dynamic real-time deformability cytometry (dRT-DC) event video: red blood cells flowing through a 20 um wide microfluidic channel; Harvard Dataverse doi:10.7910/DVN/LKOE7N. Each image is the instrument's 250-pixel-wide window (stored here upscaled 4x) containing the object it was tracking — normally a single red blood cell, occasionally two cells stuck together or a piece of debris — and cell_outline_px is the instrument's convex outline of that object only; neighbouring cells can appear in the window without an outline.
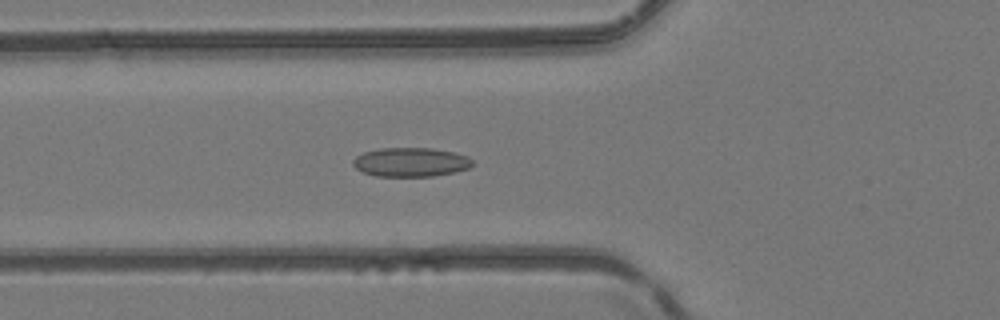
{"species": "common noctule bat (a hibernating species)", "species_latin": "Nyctalus noctula", "temperature_condition": "room temperature", "stored_images_in_passage": 14, "camera_frame_rate_fps": 3000, "um_per_image_px": 0.085, "animal": {"sex": "female", "body_mass_g": 24.6, "forearm_length_mm": 56.2}, "frame": {"image": 1, "passage_image": 5, "time_ms": 1.333, "image_size_px": [1000, 320], "cell_outline_px": [[472, 164], [468, 168], [452, 172], [432, 176], [376, 176], [364, 172], [356, 168], [352, 164], [352, 160], [356, 156], [364, 152], [380, 148], [432, 148], [452, 152], [468, 156], [472, 160]], "centroid_in_image_um": [34.88, 13.77], "position_along_channel_um": 90.9, "area_um2": 20.06}}
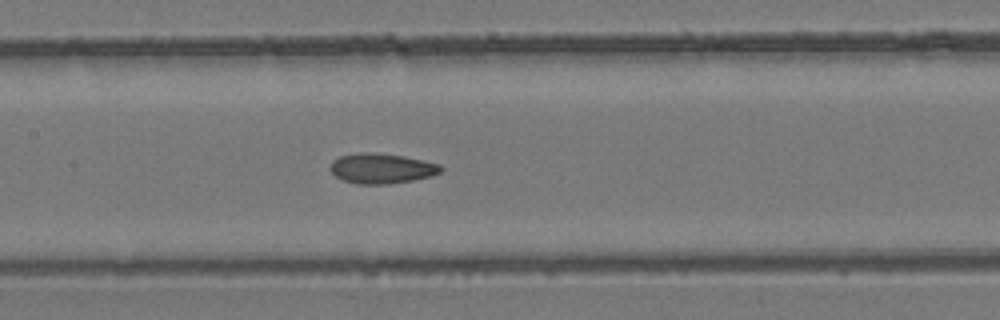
{"frame": {"image": 2, "passage_image": 11, "time_ms": 3.333, "image_size_px": [1000, 320], "cell_outline_px": [[444, 168], [440, 172], [428, 176], [412, 180], [388, 184], [356, 184], [344, 180], [336, 176], [328, 168], [332, 160], [340, 156], [360, 152], [372, 152], [404, 156], [440, 164]], "centroid_in_image_um": [32.4, 14.31], "position_along_channel_um": 175.0, "area_um2": 19.36}}
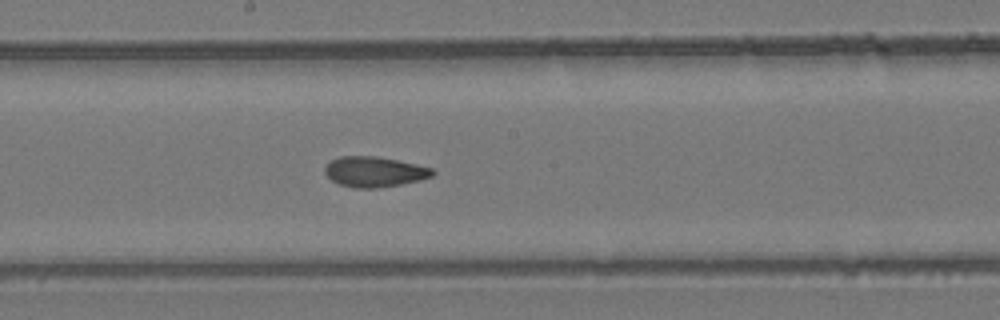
{"frame": {"image": 3, "passage_image": 14, "time_ms": 4.333, "image_size_px": [1000, 320], "cell_outline_px": [[436, 172], [432, 176], [420, 180], [400, 184], [376, 188], [356, 188], [340, 184], [332, 180], [324, 172], [324, 168], [332, 160], [340, 156], [376, 156], [416, 164], [432, 168]], "centroid_in_image_um": [31.83, 14.6], "position_along_channel_um": 216.4, "area_um2": 18.84}}